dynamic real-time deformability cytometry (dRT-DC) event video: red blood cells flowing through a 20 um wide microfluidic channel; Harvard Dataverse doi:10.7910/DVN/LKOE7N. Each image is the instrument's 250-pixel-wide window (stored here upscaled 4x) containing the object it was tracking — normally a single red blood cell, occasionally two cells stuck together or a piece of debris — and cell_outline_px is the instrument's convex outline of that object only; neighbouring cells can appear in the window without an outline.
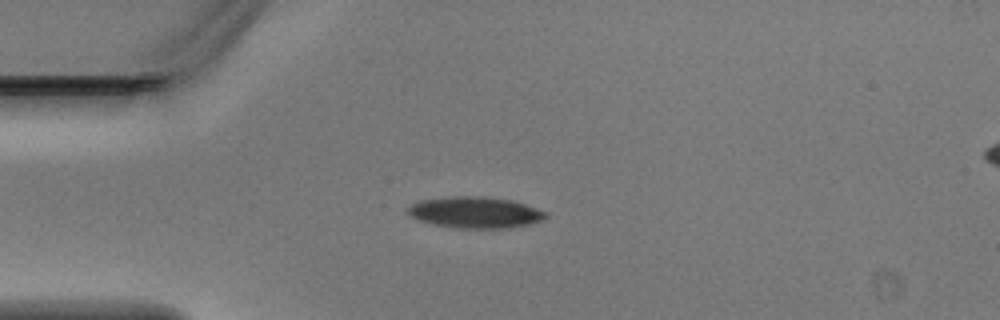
{"species": "Egyptian fruit bat (a non-hibernating species)", "species_latin": "Rousettus aegyptiacus", "temperature_condition": "warm", "stored_images_in_passage": 3, "camera_frame_rate_fps": 3000, "um_per_image_px": 0.085, "animal": {"sex": "male"}, "frame": {"image": 1, "passage_image": 3, "time_ms": 0.667, "image_size_px": [1000, 320], "cell_outline_px": [[548, 216], [540, 220], [528, 224], [504, 228], [464, 228], [436, 224], [420, 220], [412, 216], [408, 212], [408, 208], [412, 204], [420, 200], [448, 196], [484, 196], [512, 200], [536, 208], [544, 212]], "centroid_in_image_um": [40.38, 18.03], "position_along_channel_um": 44.6, "area_um2": 24.68}}